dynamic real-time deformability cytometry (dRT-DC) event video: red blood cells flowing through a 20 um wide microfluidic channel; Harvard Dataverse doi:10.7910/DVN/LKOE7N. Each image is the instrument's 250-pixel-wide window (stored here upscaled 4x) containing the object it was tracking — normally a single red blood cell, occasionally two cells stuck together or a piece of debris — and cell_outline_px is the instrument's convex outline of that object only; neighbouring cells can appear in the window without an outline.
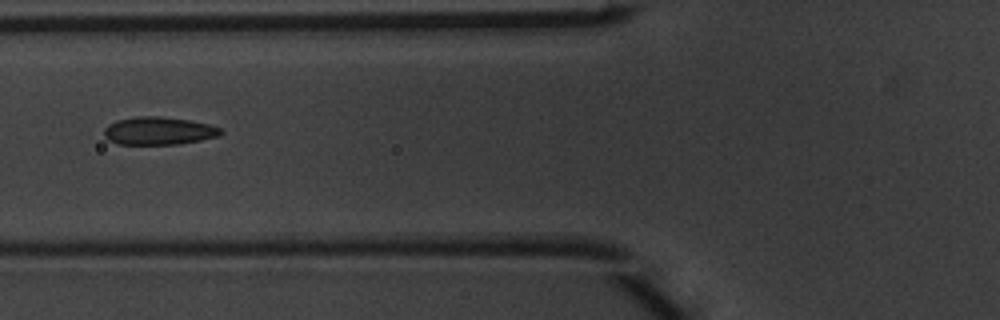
{"species": "common noctule bat (a hibernating species)", "species_latin": "Nyctalus noctula", "temperature_condition": "warm", "stored_images_in_passage": 2, "camera_frame_rate_fps": 3000, "um_per_image_px": 0.085, "animal": {"sex": "male", "body_mass_g": 20.1, "forearm_length_mm": 53.5}, "frame": {"image": 1, "passage_image": 2, "time_ms": 0.333, "image_size_px": [1000, 320], "cell_outline_px": [[224, 132], [220, 136], [180, 144], [116, 144], [108, 140], [104, 136], [104, 128], [108, 124], [116, 120], [136, 116], [160, 116], [188, 120], [208, 124], [220, 128]], "centroid_in_image_um": [13.47, 11.12], "position_along_channel_um": 112.3, "area_um2": 19.07}}